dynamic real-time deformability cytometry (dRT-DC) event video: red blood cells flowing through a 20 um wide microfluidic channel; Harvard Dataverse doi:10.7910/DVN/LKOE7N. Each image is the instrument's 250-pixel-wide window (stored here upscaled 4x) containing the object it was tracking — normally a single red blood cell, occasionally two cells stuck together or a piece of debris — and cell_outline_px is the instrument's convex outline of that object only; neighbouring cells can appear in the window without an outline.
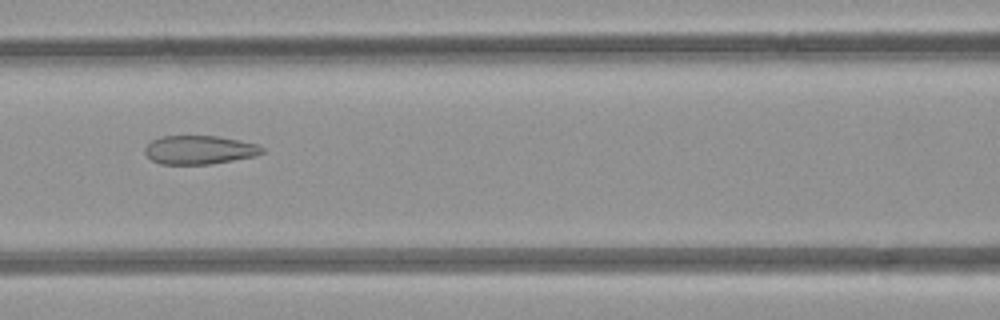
{"species": "common noctule bat (a hibernating species)", "species_latin": "Nyctalus noctula", "temperature_condition": "room temperature", "stored_images_in_passage": 6, "camera_frame_rate_fps": 3000, "um_per_image_px": 0.085, "animal": {"sex": "female", "body_mass_g": 21.9}, "frame": {"image": 1, "passage_image": 6, "time_ms": 5.667, "image_size_px": [1000, 320], "cell_outline_px": [[264, 152], [256, 156], [208, 164], [160, 164], [152, 160], [144, 152], [144, 148], [152, 140], [160, 136], [216, 136], [240, 140], [256, 144], [264, 148]], "centroid_in_image_um": [16.94, 12.73], "position_along_channel_um": 149.7, "area_um2": 19.54}}